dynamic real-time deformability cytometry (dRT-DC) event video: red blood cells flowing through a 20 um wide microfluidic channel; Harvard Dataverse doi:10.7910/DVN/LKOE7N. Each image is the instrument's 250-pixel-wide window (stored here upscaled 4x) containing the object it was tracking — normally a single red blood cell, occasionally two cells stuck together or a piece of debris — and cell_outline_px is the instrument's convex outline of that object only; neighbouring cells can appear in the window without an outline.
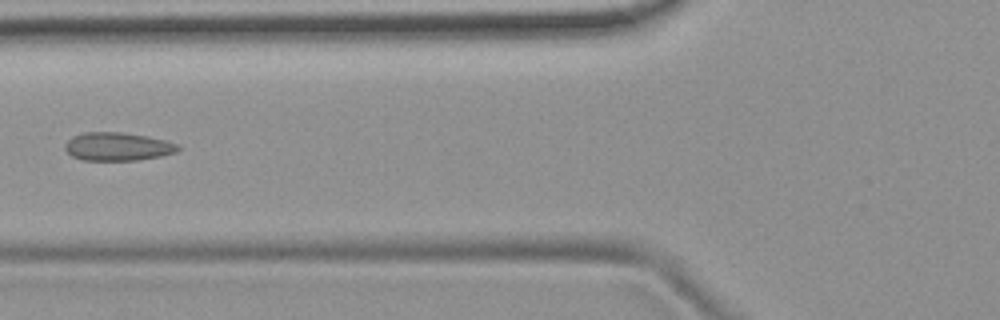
{"species": "common noctule bat (a hibernating species)", "species_latin": "Nyctalus noctula", "temperature_condition": "room temperature", "stored_images_in_passage": 4, "camera_frame_rate_fps": 3000, "um_per_image_px": 0.085, "animal": {"sex": "female", "body_mass_g": 19.9}, "frame": {"image": 1, "passage_image": 4, "time_ms": 1.0, "image_size_px": [1000, 320], "cell_outline_px": [[180, 148], [176, 152], [160, 156], [136, 160], [84, 160], [72, 156], [64, 148], [64, 144], [72, 136], [84, 132], [120, 132], [148, 136], [164, 140], [176, 144]], "centroid_in_image_um": [9.96, 12.45], "position_along_channel_um": 115.8, "area_um2": 18.5}}